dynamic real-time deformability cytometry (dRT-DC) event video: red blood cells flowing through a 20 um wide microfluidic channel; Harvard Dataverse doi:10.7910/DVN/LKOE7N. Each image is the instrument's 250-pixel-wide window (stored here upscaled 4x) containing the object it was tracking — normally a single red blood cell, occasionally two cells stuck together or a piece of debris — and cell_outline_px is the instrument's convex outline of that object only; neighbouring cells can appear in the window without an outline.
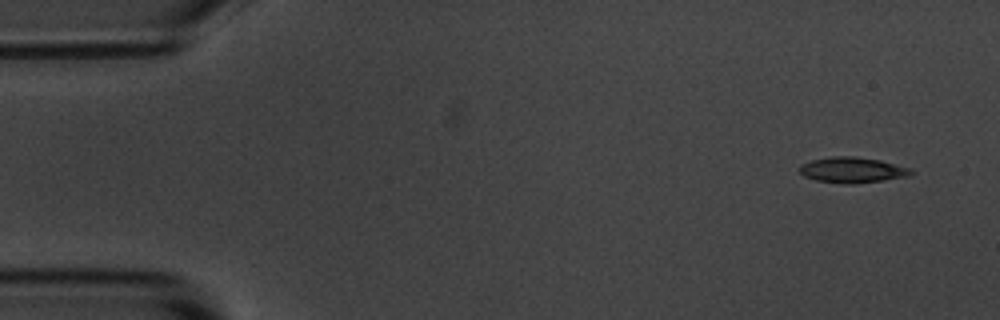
{"species": "common noctule bat (a hibernating species)", "species_latin": "Nyctalus noctula", "temperature_condition": "room temperature", "stored_images_in_passage": 5, "camera_frame_rate_fps": 3000, "um_per_image_px": 0.085, "animal": {"sex": "male", "body_mass_g": 20.1, "forearm_length_mm": 53.5}, "frame": {"image": 1, "passage_image": 1, "time_ms": 0.0, "image_size_px": [1000, 320], "cell_outline_px": [[916, 172], [908, 176], [884, 180], [856, 184], [844, 184], [816, 180], [804, 176], [800, 172], [800, 164], [812, 160], [832, 156], [856, 156], [880, 160], [912, 168]], "centroid_in_image_um": [72.48, 14.45], "position_along_channel_um": 12.5, "area_um2": 16.82}}
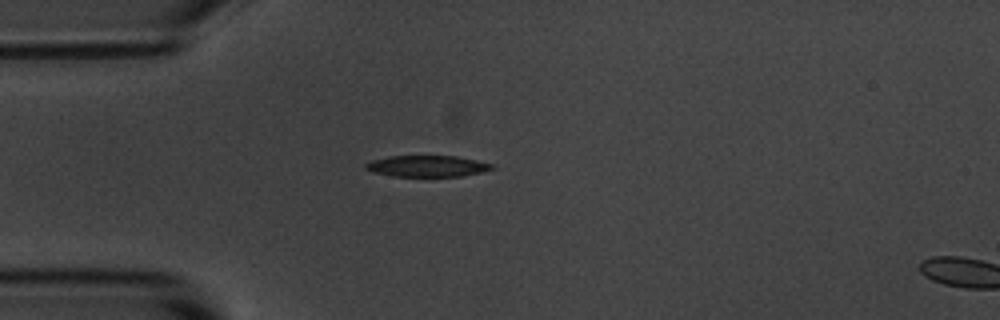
{"frame": {"image": 2, "passage_image": 4, "time_ms": 3.667, "image_size_px": [1000, 320], "cell_outline_px": [[496, 168], [464, 176], [392, 176], [372, 172], [364, 168], [364, 164], [372, 160], [388, 156], [456, 156], [476, 160], [492, 164]], "centroid_in_image_um": [36.29, 14.12], "position_along_channel_um": 48.7, "area_um2": 15.66}}